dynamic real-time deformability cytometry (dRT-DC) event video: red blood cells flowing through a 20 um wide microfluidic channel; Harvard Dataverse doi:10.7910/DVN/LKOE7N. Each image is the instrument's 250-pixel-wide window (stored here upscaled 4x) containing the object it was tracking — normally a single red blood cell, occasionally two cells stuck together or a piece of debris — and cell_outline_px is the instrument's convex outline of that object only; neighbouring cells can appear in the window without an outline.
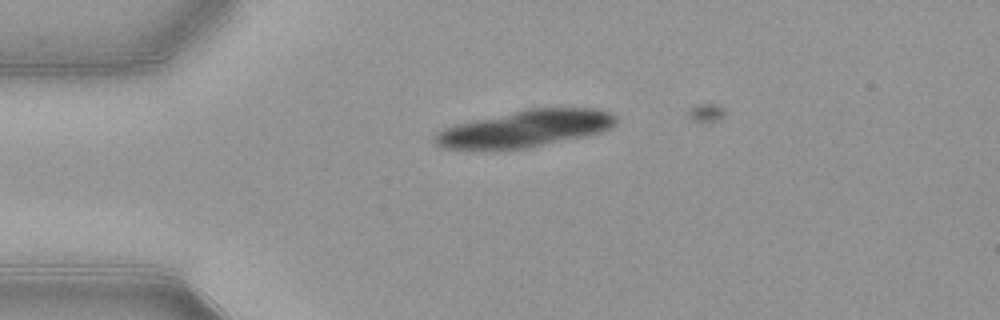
{"species": "common noctule bat (a hibernating species)", "species_latin": "Nyctalus noctula", "temperature_condition": "warm", "stored_images_in_passage": 16, "camera_frame_rate_fps": 3000, "um_per_image_px": 0.085, "animal": {"sex": "female", "body_mass_g": 21.9}, "frame": {"image": 1, "passage_image": 10, "time_ms": 3.0, "image_size_px": [1000, 320], "cell_outline_px": [[616, 124], [612, 128], [604, 132], [524, 148], [496, 152], [440, 148], [432, 144], [432, 140], [436, 132], [444, 128], [476, 120], [528, 108], [596, 108], [612, 112], [616, 116]], "centroid_in_image_um": [44.6, 10.97], "position_along_channel_um": 40.4, "area_um2": 39.54}}